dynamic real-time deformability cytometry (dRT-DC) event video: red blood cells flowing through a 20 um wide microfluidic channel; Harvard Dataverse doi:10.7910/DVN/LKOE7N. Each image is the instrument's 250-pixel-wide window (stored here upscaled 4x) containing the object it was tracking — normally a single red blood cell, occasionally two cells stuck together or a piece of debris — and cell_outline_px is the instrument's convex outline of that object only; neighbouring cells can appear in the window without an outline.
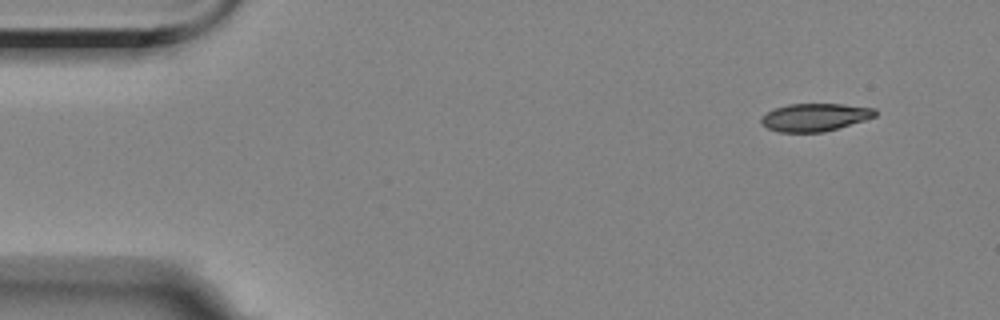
{"species": "Egyptian fruit bat (a non-hibernating species)", "species_latin": "Rousettus aegyptiacus", "temperature_condition": "room temperature", "stored_images_in_passage": 3, "camera_frame_rate_fps": 3000, "um_per_image_px": 0.085, "animal": {"sex": "female"}, "frame": {"image": 1, "passage_image": 3, "time_ms": 2.333, "image_size_px": [1000, 320], "cell_outline_px": [[876, 116], [864, 120], [824, 132], [780, 132], [768, 128], [760, 124], [760, 116], [772, 108], [788, 104], [844, 104], [876, 108]], "centroid_in_image_um": [69.21, 9.96], "position_along_channel_um": 15.8, "area_um2": 18.61}}